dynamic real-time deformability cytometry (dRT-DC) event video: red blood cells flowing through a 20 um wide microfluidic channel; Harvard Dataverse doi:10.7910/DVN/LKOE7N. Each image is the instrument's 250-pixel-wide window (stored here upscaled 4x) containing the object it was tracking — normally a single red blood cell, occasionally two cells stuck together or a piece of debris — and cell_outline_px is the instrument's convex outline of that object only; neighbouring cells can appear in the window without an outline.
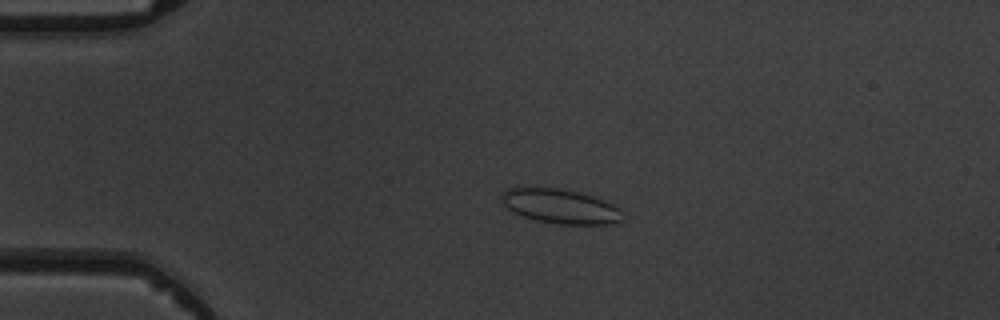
{"species": "common noctule bat (a hibernating species)", "species_latin": "Nyctalus noctula", "temperature_condition": "warm", "stored_images_in_passage": 5, "camera_frame_rate_fps": 3000, "um_per_image_px": 0.085, "animal": {"sex": "male", "body_mass_g": 19.5, "forearm_length_mm": 54.6}, "frame": {"image": 1, "passage_image": 3, "time_ms": 2.333, "image_size_px": [1000, 320], "cell_outline_px": [[620, 220], [616, 224], [560, 224], [536, 220], [512, 212], [500, 204], [500, 196], [508, 188], [536, 184], [560, 188], [592, 196], [604, 200], [620, 208]], "centroid_in_image_um": [47.51, 17.49], "position_along_channel_um": 37.5, "area_um2": 24.91}}
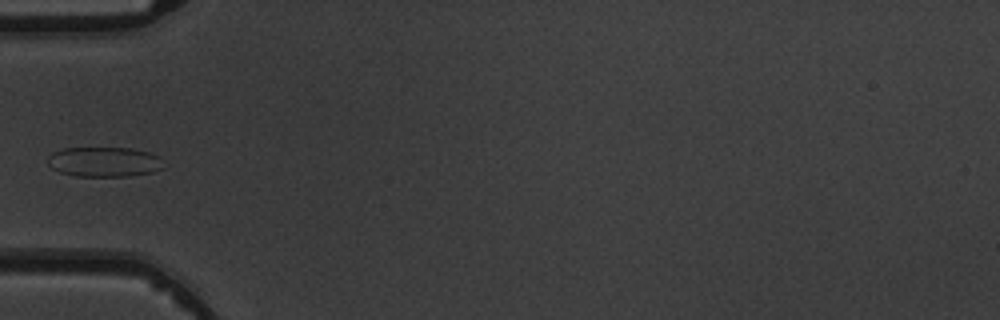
{"frame": {"image": 2, "passage_image": 5, "time_ms": 4.333, "image_size_px": [1000, 320], "cell_outline_px": [[164, 168], [152, 172], [128, 176], [76, 176], [60, 172], [52, 168], [48, 164], [48, 156], [52, 152], [64, 148], [132, 148], [148, 152], [160, 156]], "centroid_in_image_um": [8.86, 13.75], "position_along_channel_um": 76.1, "area_um2": 20.23}}